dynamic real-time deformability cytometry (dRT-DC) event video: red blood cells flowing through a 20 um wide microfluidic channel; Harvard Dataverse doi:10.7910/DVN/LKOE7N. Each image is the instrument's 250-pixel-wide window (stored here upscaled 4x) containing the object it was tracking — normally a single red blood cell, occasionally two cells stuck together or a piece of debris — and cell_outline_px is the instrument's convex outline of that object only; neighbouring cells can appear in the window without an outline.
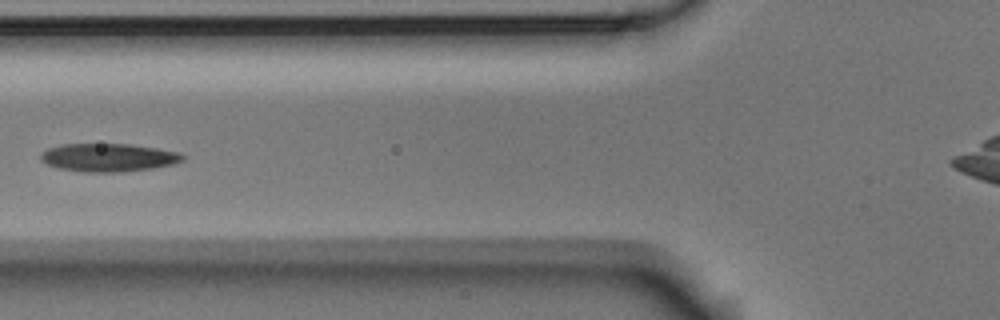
{"species": "Egyptian fruit bat (a non-hibernating species)", "species_latin": "Rousettus aegyptiacus", "temperature_condition": "room temperature", "stored_images_in_passage": 5, "camera_frame_rate_fps": 3000, "um_per_image_px": 0.085, "animal": {"sex": "male"}, "frame": {"image": 1, "passage_image": 4, "time_ms": 1.0, "image_size_px": [1000, 320], "cell_outline_px": [[184, 160], [172, 164], [152, 168], [124, 172], [84, 172], [56, 168], [40, 160], [40, 156], [48, 148], [64, 144], [132, 144], [180, 152], [184, 156]], "centroid_in_image_um": [9.22, 13.39], "position_along_channel_um": 116.6, "area_um2": 23.29}}
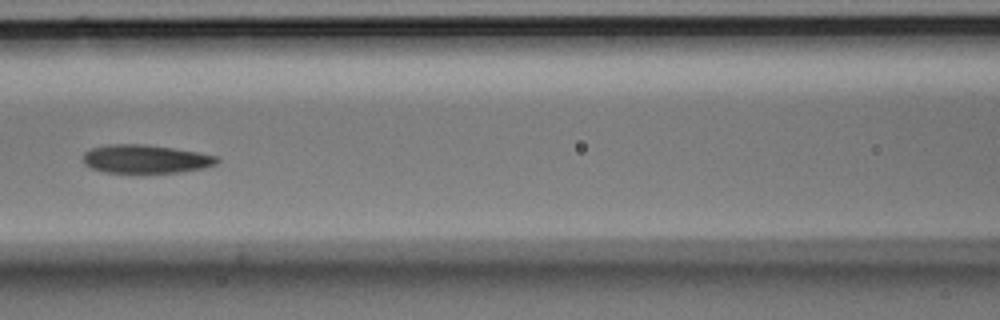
{"frame": {"image": 2, "passage_image": 5, "time_ms": 1.333, "image_size_px": [1000, 320], "cell_outline_px": [[220, 160], [216, 164], [204, 168], [180, 172], [104, 172], [92, 168], [84, 164], [84, 152], [92, 148], [108, 144], [144, 144], [200, 152], [220, 156]], "centroid_in_image_um": [12.42, 13.5], "position_along_channel_um": 154.2, "area_um2": 22.2}}